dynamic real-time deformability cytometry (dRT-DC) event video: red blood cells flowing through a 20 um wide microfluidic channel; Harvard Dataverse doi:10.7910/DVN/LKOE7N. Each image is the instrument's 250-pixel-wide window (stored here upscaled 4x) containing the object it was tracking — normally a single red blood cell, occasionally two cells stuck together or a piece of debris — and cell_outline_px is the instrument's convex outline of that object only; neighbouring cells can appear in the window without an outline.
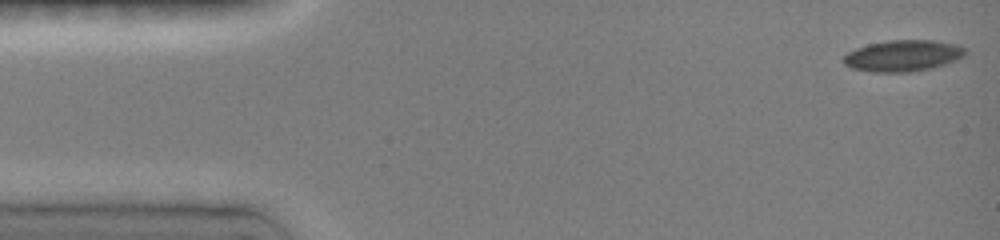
{"species": "common noctule bat (a hibernating species)", "species_latin": "Nyctalus noctula", "temperature_condition": "room temperature", "stored_images_in_passage": 71, "camera_frame_rate_fps": 3000, "um_per_image_px": 0.085, "animal": {"sex": "female", "body_mass_g": 19.0, "forearm_length_mm": 51.5}, "frame": {"image": 1, "passage_image": 1, "time_ms": 0.0, "image_size_px": [1000, 240], "cell_outline_px": [[968, 52], [964, 56], [956, 60], [932, 68], [912, 72], [872, 72], [852, 68], [844, 64], [840, 60], [848, 52], [856, 48], [868, 44], [888, 40], [932, 40], [956, 44], [964, 48]], "centroid_in_image_um": [76.73, 4.74], "position_along_channel_um": 8.3, "area_um2": 22.37}}
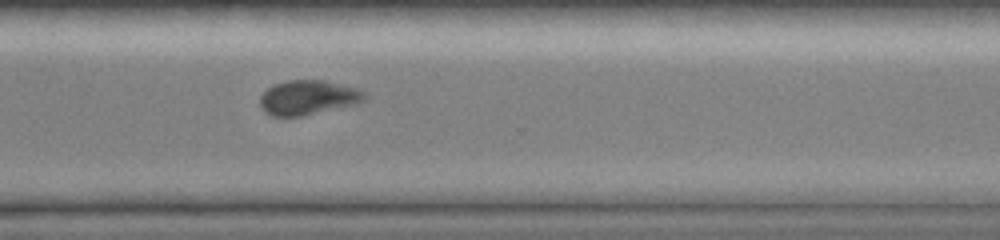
{"frame": {"image": 2, "passage_image": 52, "time_ms": 11.333, "image_size_px": [1000, 240], "cell_outline_px": [[368, 96], [364, 100], [356, 104], [300, 116], [272, 116], [264, 112], [260, 108], [260, 96], [268, 88], [276, 84], [288, 80], [324, 80], [356, 88], [364, 92]], "centroid_in_image_um": [26.17, 8.29], "position_along_channel_um": 344.4, "area_um2": 20.92}}
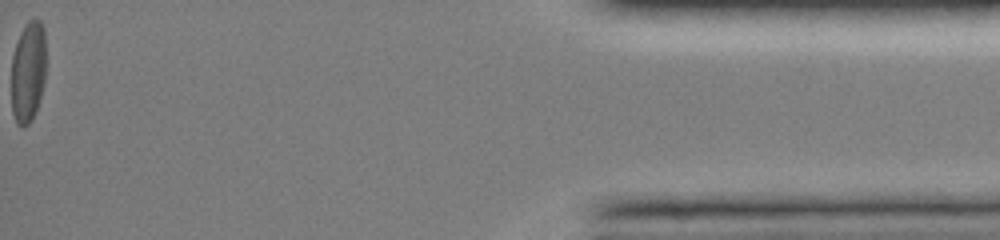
{"frame": {"image": 3, "passage_image": 71, "time_ms": 15.667, "image_size_px": [1000, 240], "cell_outline_px": [[44, 80], [40, 100], [32, 120], [24, 128], [16, 124], [12, 112], [12, 56], [20, 32], [24, 24], [28, 20], [40, 20], [44, 28]], "centroid_in_image_um": [2.37, 6.13], "position_along_channel_um": 432.8, "area_um2": 20.4}, "authors_computed_cell_mechanics": {"area_um2": 21.5016, "velocity_mm_per_s": 3.9797, "shape_relaxation_time_tau1_ms": 5.8721, "shape_relaxation_time_tau2_ms": 4.6523, "deformation_change_tau1": 0.1535, "deformation_change_tau2": 0.0905}}